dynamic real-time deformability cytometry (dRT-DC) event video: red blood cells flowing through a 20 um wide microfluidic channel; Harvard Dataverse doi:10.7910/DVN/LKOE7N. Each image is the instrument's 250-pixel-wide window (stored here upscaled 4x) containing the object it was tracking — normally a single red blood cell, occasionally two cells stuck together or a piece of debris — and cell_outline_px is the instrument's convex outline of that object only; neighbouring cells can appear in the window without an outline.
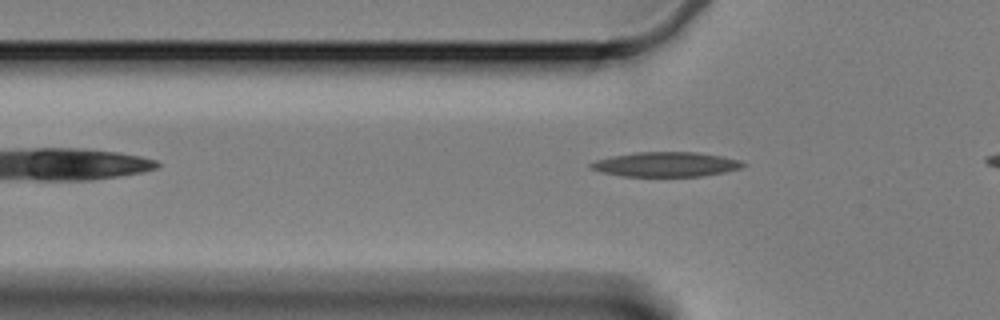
{"species": "Egyptian fruit bat (a non-hibernating species)", "species_latin": "Rousettus aegyptiacus", "temperature_condition": "cold", "stored_images_in_passage": 34, "camera_frame_rate_fps": 3000, "um_per_image_px": 0.085, "animal": {"sex": "female"}, "frame": {"image": 1, "passage_image": 4, "time_ms": 1.0, "image_size_px": [1000, 320], "cell_outline_px": [[748, 164], [740, 168], [724, 172], [704, 176], [620, 176], [604, 172], [592, 168], [588, 164], [596, 160], [612, 156], [636, 152], [696, 152], [720, 156], [740, 160]], "centroid_in_image_um": [56.63, 13.97], "position_along_channel_um": 69.2, "area_um2": 21.73}}
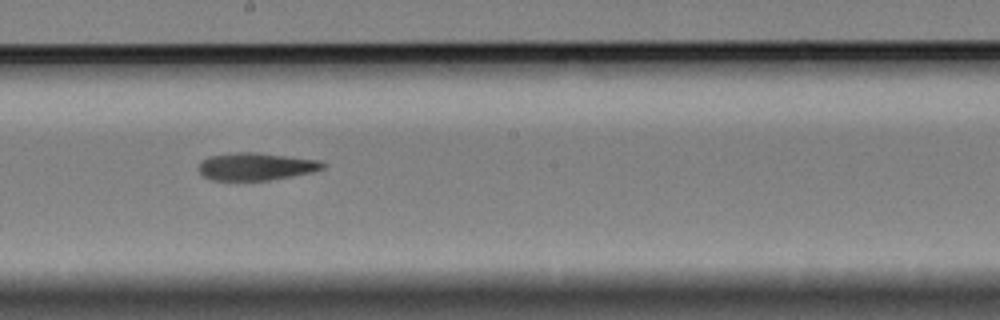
{"frame": {"image": 2, "passage_image": 18, "time_ms": 5.667, "image_size_px": [1000, 320], "cell_outline_px": [[328, 164], [324, 168], [312, 172], [292, 176], [268, 180], [212, 180], [204, 176], [200, 172], [200, 164], [208, 156], [236, 152], [252, 152], [320, 160]], "centroid_in_image_um": [21.8, 14.15], "position_along_channel_um": 226.4, "area_um2": 19.71}}
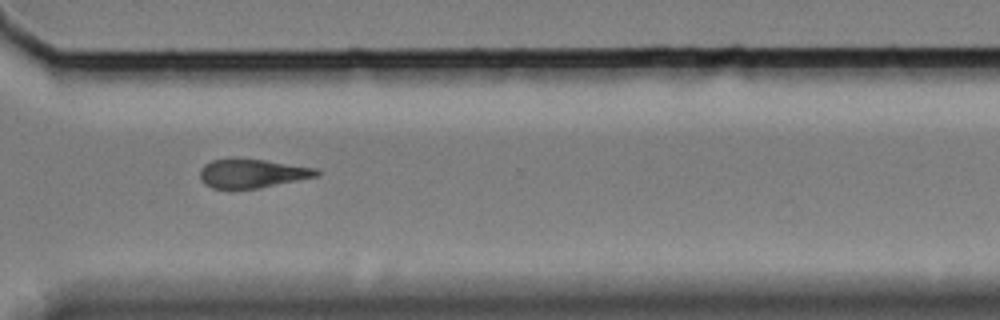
{"frame": {"image": 3, "passage_image": 29, "time_ms": 9.333, "image_size_px": [1000, 320], "cell_outline_px": [[320, 172], [316, 176], [260, 188], [232, 192], [228, 192], [212, 188], [204, 184], [200, 180], [200, 168], [204, 164], [212, 160], [236, 156], [264, 160], [316, 168]], "centroid_in_image_um": [21.3, 14.76], "position_along_channel_um": 349.3, "area_um2": 20.58}}